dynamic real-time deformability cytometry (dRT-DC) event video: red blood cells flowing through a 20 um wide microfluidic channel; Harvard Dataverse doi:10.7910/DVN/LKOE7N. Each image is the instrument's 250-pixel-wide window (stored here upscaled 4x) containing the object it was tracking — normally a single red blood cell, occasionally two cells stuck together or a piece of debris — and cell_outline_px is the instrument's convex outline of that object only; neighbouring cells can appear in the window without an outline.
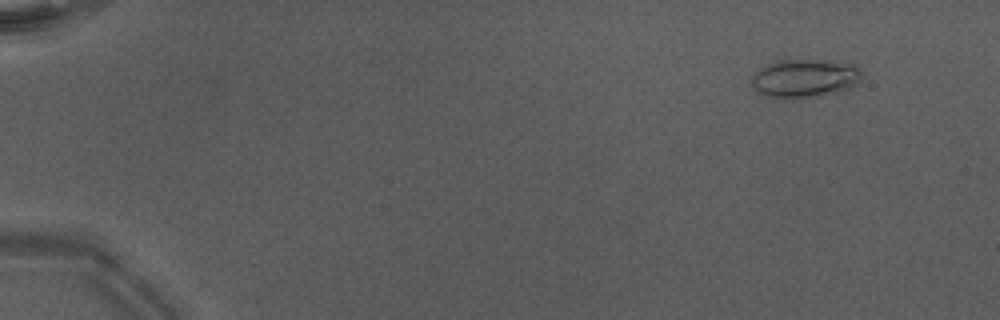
{"species": "Egyptian fruit bat (a non-hibernating species)", "species_latin": "Rousettus aegyptiacus", "temperature_condition": "warm", "stored_images_in_passage": 51, "camera_frame_rate_fps": 3000, "um_per_image_px": 0.085, "animal": {"sex": "male"}, "frame": {"image": 1, "passage_image": 6, "time_ms": 1.667, "image_size_px": [1000, 320], "cell_outline_px": [[860, 80], [852, 88], [820, 96], [784, 100], [768, 96], [756, 92], [752, 88], [752, 76], [760, 68], [768, 64], [784, 60], [812, 60], [856, 64], [860, 68]], "centroid_in_image_um": [68.39, 6.69], "position_along_channel_um": 16.6, "area_um2": 24.8}}
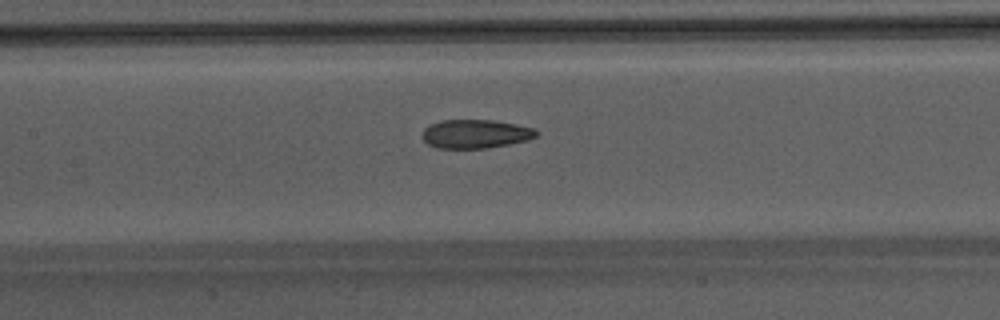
{"frame": {"image": 2, "passage_image": 27, "time_ms": 8.667, "image_size_px": [1000, 320], "cell_outline_px": [[540, 132], [536, 136], [528, 140], [508, 144], [484, 148], [436, 148], [428, 144], [424, 140], [424, 128], [428, 124], [440, 120], [492, 120], [516, 124], [536, 128]], "centroid_in_image_um": [40.44, 11.37], "position_along_channel_um": 167.0, "area_um2": 19.13}}
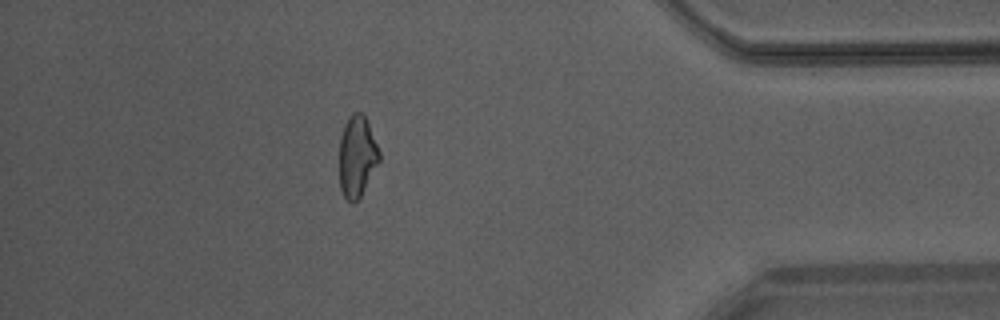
{"frame": {"image": 3, "passage_image": 46, "time_ms": 15.0, "image_size_px": [1000, 320], "cell_outline_px": [[380, 160], [360, 196], [352, 204], [344, 196], [340, 188], [340, 136], [344, 124], [352, 112], [360, 112], [364, 116], [368, 124], [380, 152]], "centroid_in_image_um": [30.34, 13.28], "position_along_channel_um": 404.9, "area_um2": 18.61}, "authors_computed_cell_mechanics": {"area_um2": 19.7098, "velocity_mm_per_s": 4.2826, "shape_relaxation_time_tau1_ms": null, "shape_relaxation_time_tau2_ms": 1.6261, "deformation_change_tau1": null, "deformation_change_tau2": 0.0859}}